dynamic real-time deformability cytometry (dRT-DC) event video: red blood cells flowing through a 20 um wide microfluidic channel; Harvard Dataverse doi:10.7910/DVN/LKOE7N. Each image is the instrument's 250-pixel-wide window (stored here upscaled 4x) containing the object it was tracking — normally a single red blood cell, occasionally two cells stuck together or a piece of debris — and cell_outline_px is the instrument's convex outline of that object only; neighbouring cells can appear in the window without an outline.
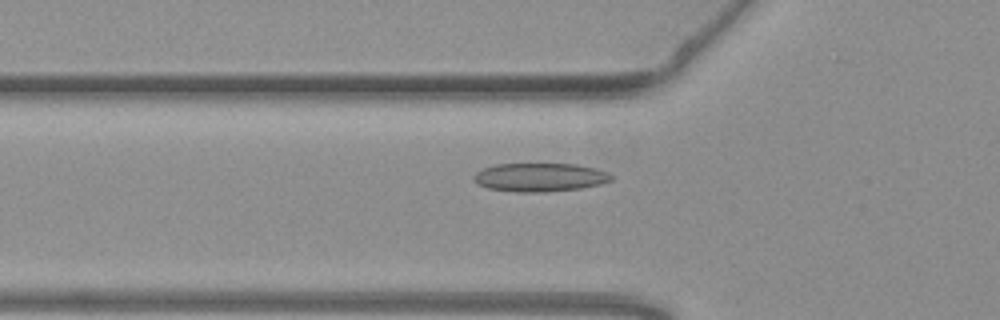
{"species": "common noctule bat (a hibernating species)", "species_latin": "Nyctalus noctula", "temperature_condition": "warm", "stored_images_in_passage": 55, "camera_frame_rate_fps": 3000, "um_per_image_px": 0.085, "animal": {"sex": "female", "body_mass_g": 19.3, "forearm_length_mm": 54.1}, "frame": {"image": 1, "passage_image": 19, "time_ms": 6.0, "image_size_px": [1000, 320], "cell_outline_px": [[612, 180], [600, 184], [580, 188], [544, 192], [516, 192], [488, 188], [480, 184], [476, 180], [476, 172], [484, 168], [496, 164], [576, 164], [596, 168], [608, 172], [612, 176]], "centroid_in_image_um": [45.94, 15.06], "position_along_channel_um": 79.9, "area_um2": 22.6}}
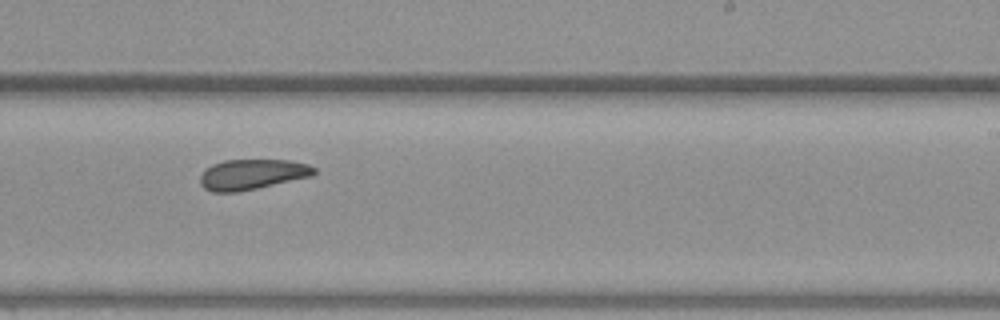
{"frame": {"image": 2, "passage_image": 34, "time_ms": 11.0, "image_size_px": [1000, 320], "cell_outline_px": [[316, 172], [312, 176], [240, 192], [212, 192], [204, 188], [200, 184], [200, 176], [212, 164], [224, 160], [288, 160], [308, 164], [316, 168]], "centroid_in_image_um": [21.44, 14.83], "position_along_channel_um": 267.6, "area_um2": 20.17}}
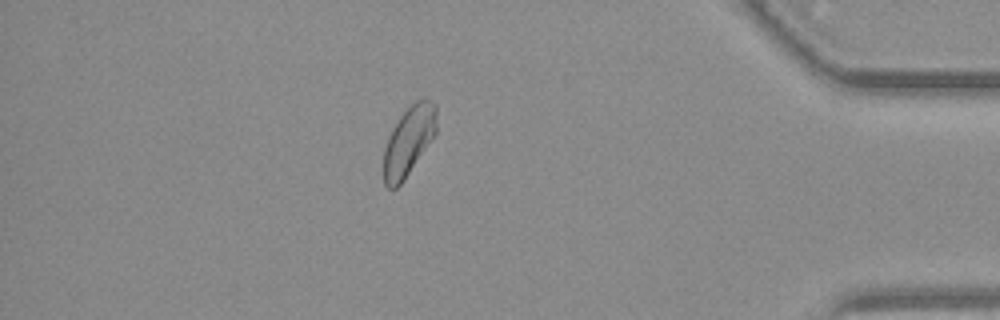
{"frame": {"image": 3, "passage_image": 48, "time_ms": 15.667, "image_size_px": [1000, 320], "cell_outline_px": [[436, 132], [404, 180], [396, 188], [388, 188], [384, 184], [384, 148], [388, 136], [392, 128], [400, 116], [412, 100], [424, 96], [428, 96], [436, 104]], "centroid_in_image_um": [34.75, 11.89], "position_along_channel_um": 400.5, "area_um2": 21.56}, "authors_computed_cell_mechanics": {"area_um2": 21.7906, "velocity_mm_per_s": 3.7494, "shape_relaxation_time_tau1_ms": 7.3747, "shape_relaxation_time_tau2_ms": 5.0909, "deformation_change_tau1": 0.1457, "deformation_change_tau2": 0.1075}}